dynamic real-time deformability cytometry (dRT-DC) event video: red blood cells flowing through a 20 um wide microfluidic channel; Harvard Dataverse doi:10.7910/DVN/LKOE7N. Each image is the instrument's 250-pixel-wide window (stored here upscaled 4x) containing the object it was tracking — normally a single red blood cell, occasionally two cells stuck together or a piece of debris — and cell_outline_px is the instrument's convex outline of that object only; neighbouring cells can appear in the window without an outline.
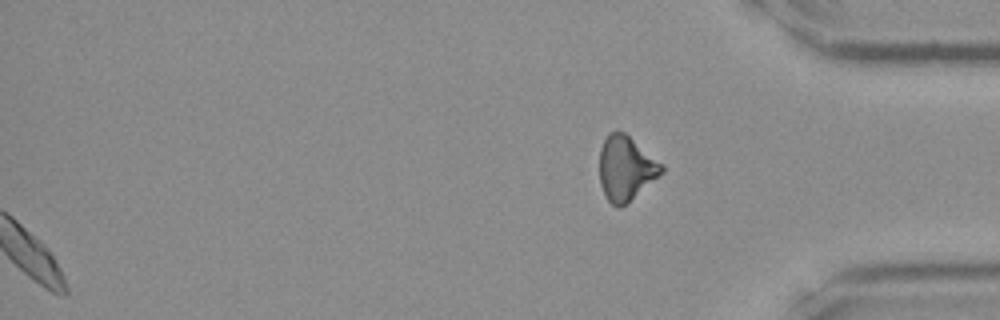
{"species": "Egyptian fruit bat (a non-hibernating species)", "species_latin": "Rousettus aegyptiacus", "temperature_condition": "room temperature", "stored_images_in_passage": 32, "segment_of_instrument_passage": [2, 2], "camera_frame_rate_fps": 3000, "um_per_image_px": 0.085, "frame": {"image": 1, "passage_image": 32, "time_ms": 10.333, "image_size_px": [1000, 320], "cell_outline_px": [[664, 172], [660, 176], [624, 204], [612, 204], [608, 200], [600, 184], [600, 148], [608, 132], [616, 128], [624, 132], [664, 164]], "centroid_in_image_um": [53.21, 14.23], "position_along_channel_um": 382.0, "area_um2": 23.18}}